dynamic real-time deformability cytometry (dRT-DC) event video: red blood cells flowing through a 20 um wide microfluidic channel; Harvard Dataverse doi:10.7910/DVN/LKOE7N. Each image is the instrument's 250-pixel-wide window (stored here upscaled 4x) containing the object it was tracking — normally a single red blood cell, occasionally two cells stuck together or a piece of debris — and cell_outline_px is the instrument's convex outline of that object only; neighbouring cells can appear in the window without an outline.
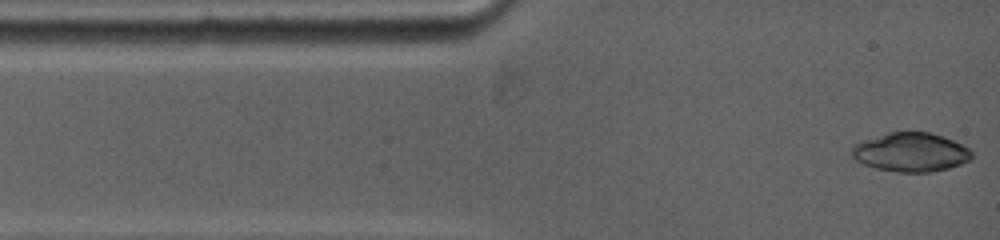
{"species": "common noctule bat (a hibernating species)", "species_latin": "Nyctalus noctula", "temperature_condition": "warm", "stored_images_in_passage": 5, "camera_frame_rate_fps": 5000, "um_per_image_px": 0.085, "animal": {"sex": "female", "body_mass_g": 19.0, "forearm_length_mm": 53.3}, "frame": {"image": 1, "passage_image": 1, "time_ms": 0.0, "image_size_px": [1000, 240], "cell_outline_px": [[972, 156], [968, 160], [960, 164], [948, 168], [928, 172], [896, 172], [876, 168], [864, 164], [856, 160], [852, 156], [852, 144], [888, 132], [928, 132], [944, 136], [968, 148], [972, 152]], "centroid_in_image_um": [77.39, 12.93], "position_along_channel_um": 7.6, "area_um2": 27.05}}